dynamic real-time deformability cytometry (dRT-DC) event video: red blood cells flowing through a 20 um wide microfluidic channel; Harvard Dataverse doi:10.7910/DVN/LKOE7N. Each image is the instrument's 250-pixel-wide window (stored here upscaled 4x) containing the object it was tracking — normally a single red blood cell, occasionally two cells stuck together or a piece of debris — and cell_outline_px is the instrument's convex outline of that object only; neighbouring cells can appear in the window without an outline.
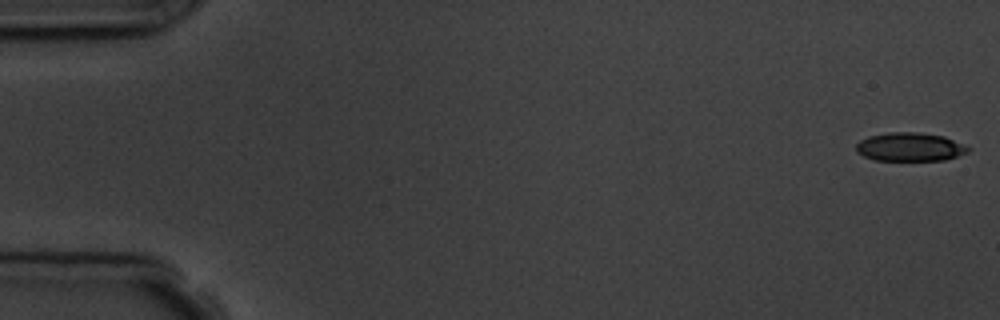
{"species": "common noctule bat (a hibernating species)", "species_latin": "Nyctalus noctula", "temperature_condition": "room temperature", "stored_images_in_passage": 5, "camera_frame_rate_fps": 3000, "um_per_image_px": 0.085, "animal": {"sex": "male", "body_mass_g": 19.5, "forearm_length_mm": 54.6}, "frame": {"image": 1, "passage_image": 1, "time_ms": 0.0, "image_size_px": [1000, 320], "cell_outline_px": [[972, 148], [968, 152], [944, 160], [872, 160], [856, 152], [856, 144], [860, 140], [868, 136], [888, 132], [920, 132], [944, 136], [964, 144]], "centroid_in_image_um": [77.34, 12.48], "position_along_channel_um": 7.7, "area_um2": 18.79}}
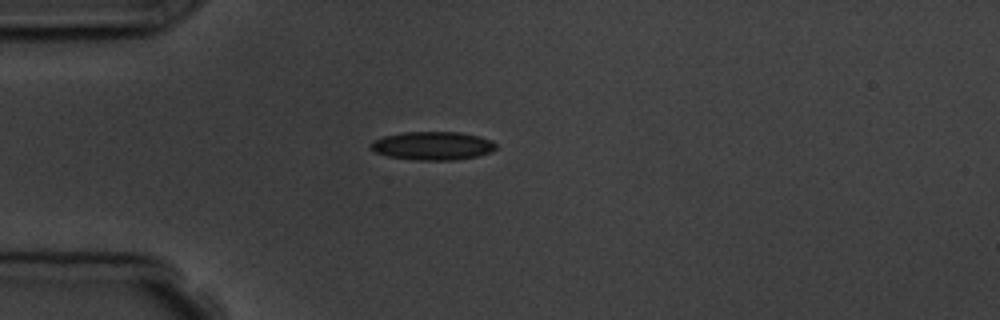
{"frame": {"image": 2, "passage_image": 5, "time_ms": 4.667, "image_size_px": [1000, 320], "cell_outline_px": [[496, 148], [492, 152], [480, 156], [452, 160], [420, 160], [388, 156], [376, 152], [368, 148], [368, 144], [372, 140], [384, 136], [404, 132], [460, 132], [480, 136], [492, 140], [496, 144]], "centroid_in_image_um": [36.78, 12.38], "position_along_channel_um": 48.2, "area_um2": 20.92}}